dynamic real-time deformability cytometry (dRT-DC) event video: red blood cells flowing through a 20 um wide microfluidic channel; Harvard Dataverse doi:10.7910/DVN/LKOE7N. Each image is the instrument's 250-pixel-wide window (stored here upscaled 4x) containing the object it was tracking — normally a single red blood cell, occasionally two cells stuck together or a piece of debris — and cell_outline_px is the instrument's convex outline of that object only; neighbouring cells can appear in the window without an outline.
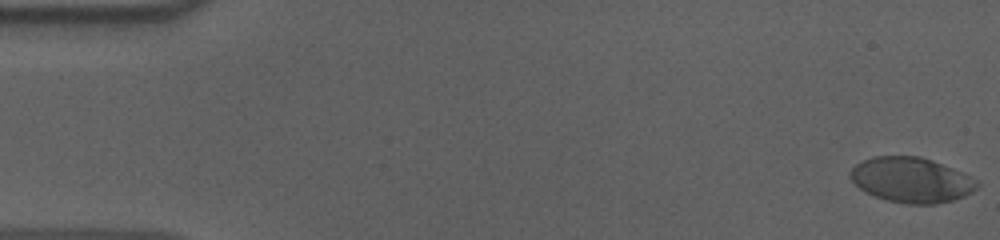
{"species": "human", "species_latin": "Homo sapiens", "temperature_condition": "cold", "stored_images_in_passage": 56, "camera_frame_rate_fps": 3000, "um_per_image_px": 0.085, "donor": {"sex": "male"}, "frame": {"image": 1, "passage_image": 1, "time_ms": 0.0, "image_size_px": [1000, 240], "cell_outline_px": [[980, 184], [972, 192], [964, 196], [952, 200], [936, 204], [908, 204], [888, 200], [864, 192], [848, 176], [848, 172], [856, 164], [872, 156], [920, 156], [932, 160], [964, 172], [976, 180]], "centroid_in_image_um": [77.46, 15.29], "position_along_channel_um": 7.5, "area_um2": 33.41}}
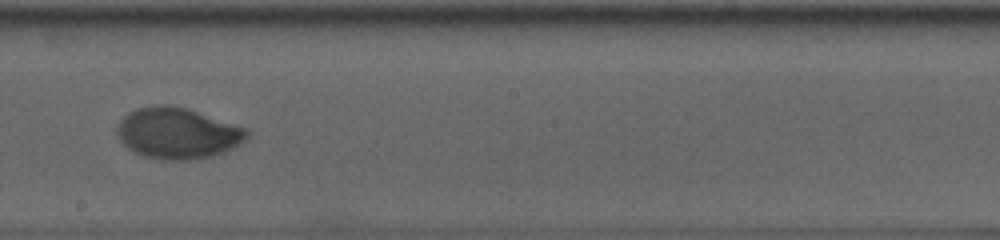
{"frame": {"image": 2, "passage_image": 32, "time_ms": 10.333, "image_size_px": [1000, 240], "cell_outline_px": [[252, 132], [240, 144], [232, 148], [212, 156], [188, 160], [168, 160], [144, 156], [128, 148], [116, 136], [116, 128], [120, 120], [128, 112], [136, 108], [156, 104], [164, 104], [188, 108], [248, 128]], "centroid_in_image_um": [15.1, 11.3], "position_along_channel_um": 233.1, "area_um2": 38.9}}
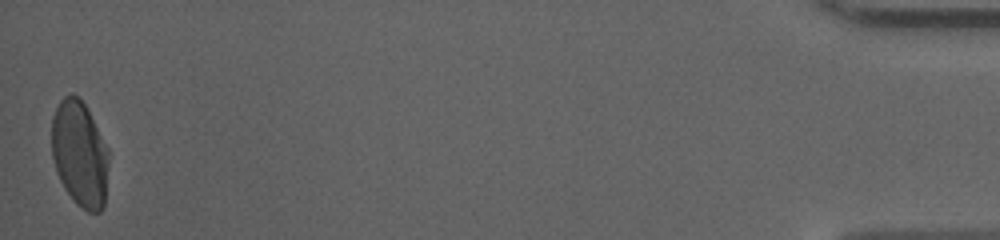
{"frame": {"image": 3, "passage_image": 56, "time_ms": 18.333, "image_size_px": [1000, 240], "cell_outline_px": [[108, 164], [104, 208], [100, 212], [88, 212], [80, 208], [72, 200], [64, 188], [56, 172], [52, 156], [52, 116], [60, 100], [64, 96], [72, 92], [80, 96], [88, 108], [108, 148]], "centroid_in_image_um": [6.77, 13.06], "position_along_channel_um": 428.4, "area_um2": 35.78}, "authors_computed_cell_mechanics": {"area_um2": 36.4429, "velocity_mm_per_s": 3.6253, "shape_relaxation_time_tau1_ms": 5.5842, "shape_relaxation_time_tau2_ms": 1.077, "deformation_change_tau1": 0.1766, "deformation_change_tau2": 0.0326}}